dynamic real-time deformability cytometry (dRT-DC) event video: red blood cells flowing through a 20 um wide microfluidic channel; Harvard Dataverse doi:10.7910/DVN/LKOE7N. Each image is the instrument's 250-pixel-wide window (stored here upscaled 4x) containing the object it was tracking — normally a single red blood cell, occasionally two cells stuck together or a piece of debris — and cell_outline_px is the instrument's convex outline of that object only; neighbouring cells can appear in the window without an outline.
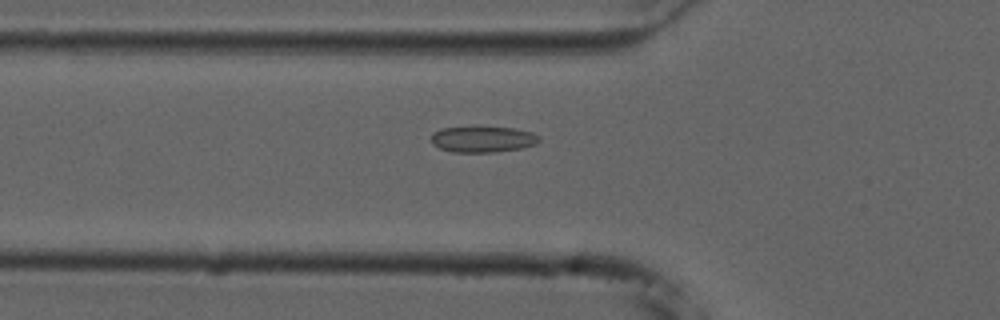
{"species": "common noctule bat (a hibernating species)", "species_latin": "Nyctalus noctula", "temperature_condition": "cold", "stored_images_in_passage": 55, "camera_frame_rate_fps": 3000, "um_per_image_px": 0.085, "animal": {"sex": "male", "forearm_length_mm": 52.5}, "frame": {"image": 1, "passage_image": 19, "time_ms": 6.0, "image_size_px": [1000, 320], "cell_outline_px": [[540, 140], [536, 144], [524, 148], [496, 152], [452, 152], [440, 148], [432, 144], [432, 136], [440, 128], [476, 124], [512, 128], [532, 132], [540, 136]], "centroid_in_image_um": [41.05, 11.79], "position_along_channel_um": 84.8, "area_um2": 17.17}}
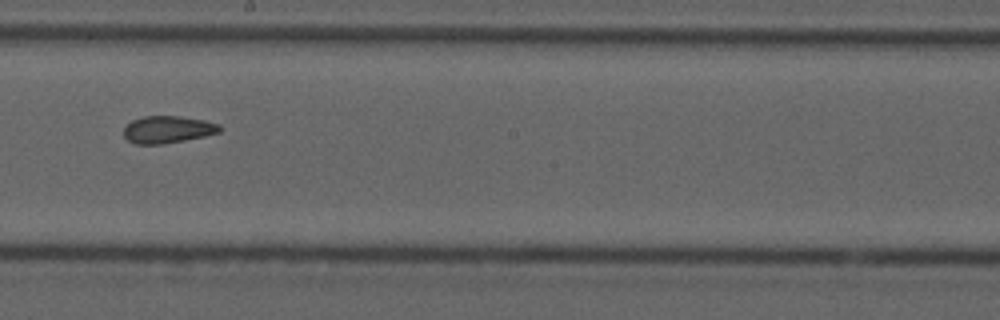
{"frame": {"image": 2, "passage_image": 31, "time_ms": 10.0, "image_size_px": [1000, 320], "cell_outline_px": [[224, 128], [220, 132], [204, 136], [184, 140], [160, 144], [136, 144], [128, 140], [124, 136], [124, 128], [132, 120], [144, 116], [176, 116], [204, 120], [220, 124]], "centroid_in_image_um": [14.28, 11.0], "position_along_channel_um": 233.9, "area_um2": 15.14}}
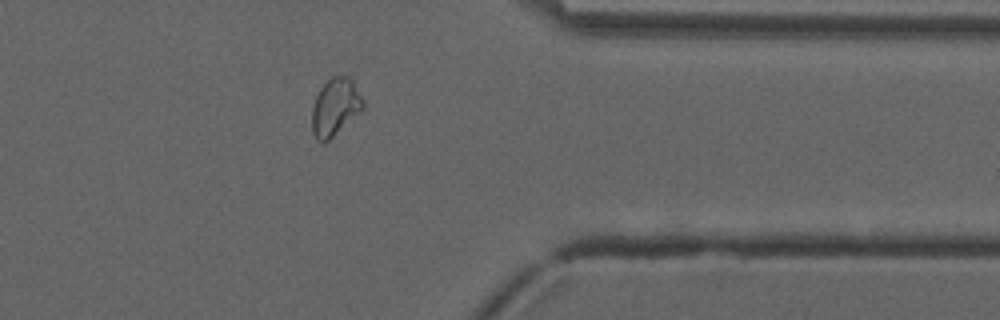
{"frame": {"image": 3, "passage_image": 44, "time_ms": 14.333, "image_size_px": [1000, 320], "cell_outline_px": [[364, 108], [360, 112], [324, 144], [316, 140], [312, 132], [312, 108], [316, 96], [320, 88], [332, 76], [348, 76], [352, 80], [364, 100]], "centroid_in_image_um": [28.48, 9.11], "position_along_channel_um": 382.9, "area_um2": 17.05}, "authors_computed_cell_mechanics": {"area_um2": 17.1666, "velocity_mm_per_s": 3.7179, "shape_relaxation_time_tau1_ms": null, "shape_relaxation_time_tau2_ms": 1.8399, "deformation_change_tau1": null, "deformation_change_tau2": 0.0558}}